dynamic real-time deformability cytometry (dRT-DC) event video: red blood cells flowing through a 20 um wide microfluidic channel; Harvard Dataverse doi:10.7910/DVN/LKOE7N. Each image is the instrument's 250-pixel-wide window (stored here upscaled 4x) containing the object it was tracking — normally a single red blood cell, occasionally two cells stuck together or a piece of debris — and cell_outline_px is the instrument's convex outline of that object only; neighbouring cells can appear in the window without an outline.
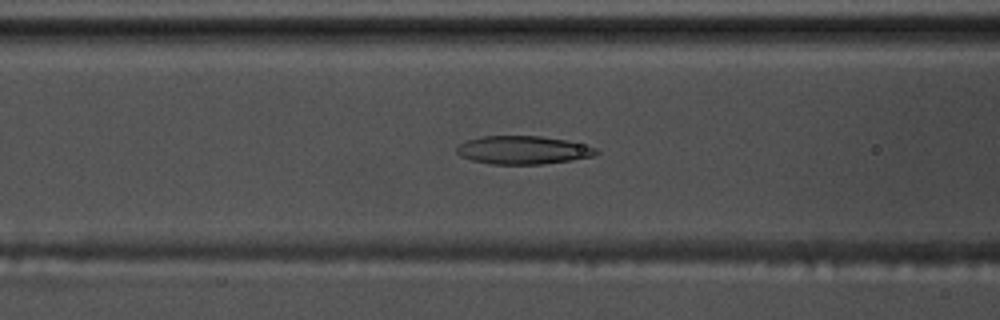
{"species": "common noctule bat (a hibernating species)", "species_latin": "Nyctalus noctula", "temperature_condition": "warm", "stored_images_in_passage": 55, "camera_frame_rate_fps": 3000, "um_per_image_px": 0.085, "animal": {"sex": "male", "body_mass_g": 17.5, "forearm_length_mm": 52.3}, "frame": {"image": 1, "passage_image": 22, "time_ms": 7.0, "image_size_px": [1000, 320], "cell_outline_px": [[600, 152], [592, 156], [572, 160], [540, 164], [492, 164], [472, 160], [460, 156], [456, 152], [456, 148], [460, 144], [468, 140], [480, 136], [540, 136], [564, 140], [596, 148]], "centroid_in_image_um": [44.42, 12.75], "position_along_channel_um": 122.2, "area_um2": 22.72}}
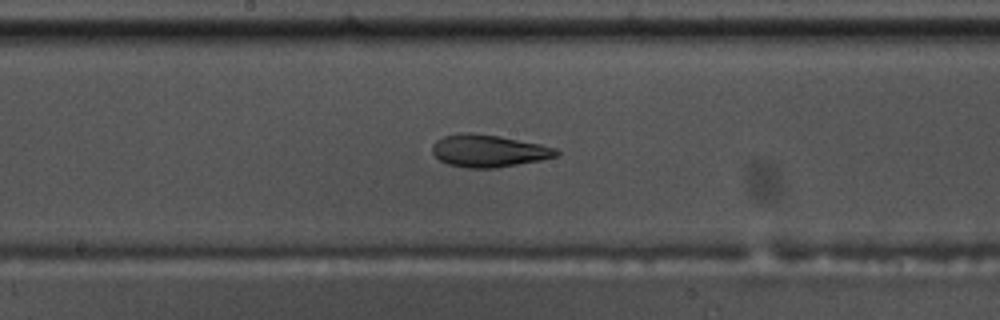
{"frame": {"image": 2, "passage_image": 29, "time_ms": 9.333, "image_size_px": [1000, 320], "cell_outline_px": [[560, 152], [556, 156], [540, 160], [496, 168], [468, 168], [448, 164], [440, 160], [432, 152], [432, 144], [436, 140], [444, 136], [464, 132], [472, 132], [500, 136], [540, 144], [556, 148]], "centroid_in_image_um": [41.51, 12.81], "position_along_channel_um": 206.7, "area_um2": 23.35}}
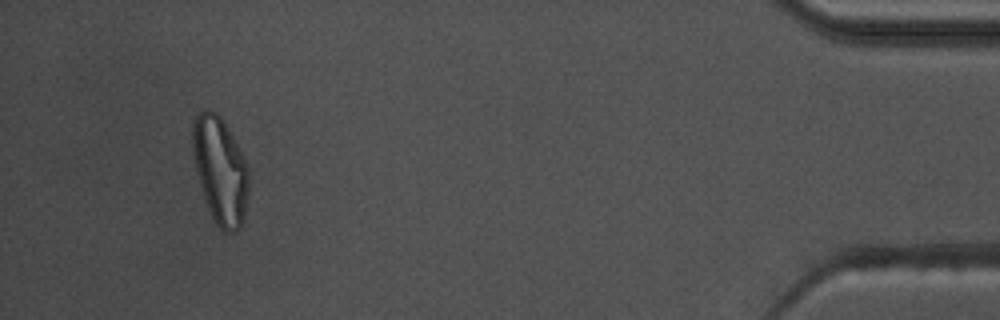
{"frame": {"image": 3, "passage_image": 52, "time_ms": 17.0, "image_size_px": [1000, 320], "cell_outline_px": [[248, 196], [244, 220], [240, 228], [236, 232], [224, 232], [216, 224], [208, 208], [196, 172], [192, 148], [192, 124], [196, 116], [204, 108], [208, 108], [216, 112], [220, 116], [228, 128], [248, 164]], "centroid_in_image_um": [18.73, 14.48], "position_along_channel_um": 416.5, "area_um2": 35.14}, "authors_computed_cell_mechanics": {"area_um2": 24.9118, "velocity_mm_per_s": 3.6363, "shape_relaxation_time_tau1_ms": null, "shape_relaxation_time_tau2_ms": 3.01, "deformation_change_tau1": null, "deformation_change_tau2": 0.1095}}